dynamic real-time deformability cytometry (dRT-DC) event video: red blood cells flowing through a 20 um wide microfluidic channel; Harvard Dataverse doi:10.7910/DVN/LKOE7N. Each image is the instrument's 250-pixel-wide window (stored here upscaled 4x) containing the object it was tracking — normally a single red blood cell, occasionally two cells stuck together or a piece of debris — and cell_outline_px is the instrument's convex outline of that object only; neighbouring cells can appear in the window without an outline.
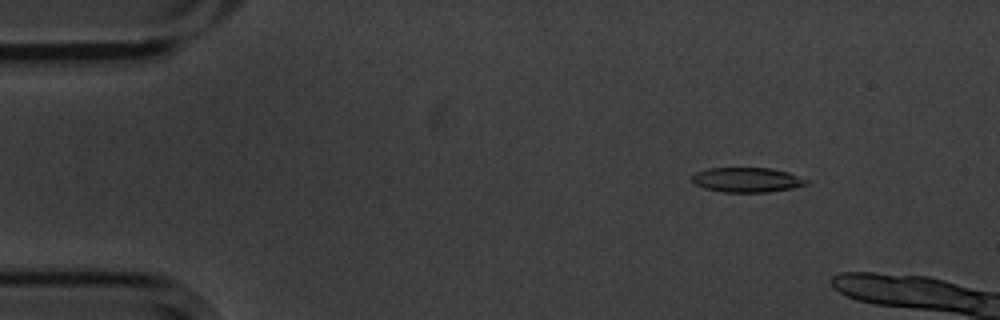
{"species": "common noctule bat (a hibernating species)", "species_latin": "Nyctalus noctula", "temperature_condition": "cold", "stored_images_in_passage": 12, "camera_frame_rate_fps": 3000, "um_per_image_px": 0.085, "animal": {"sex": "male", "body_mass_g": 20.1, "forearm_length_mm": 53.5}, "frame": {"image": 1, "passage_image": 7, "time_ms": 2.0, "image_size_px": [1000, 320], "cell_outline_px": [[808, 184], [792, 188], [768, 192], [724, 192], [704, 188], [696, 184], [692, 180], [692, 176], [696, 172], [708, 168], [772, 168], [788, 172], [808, 180]], "centroid_in_image_um": [63.5, 15.28], "position_along_channel_um": 21.5, "area_um2": 16.42}}